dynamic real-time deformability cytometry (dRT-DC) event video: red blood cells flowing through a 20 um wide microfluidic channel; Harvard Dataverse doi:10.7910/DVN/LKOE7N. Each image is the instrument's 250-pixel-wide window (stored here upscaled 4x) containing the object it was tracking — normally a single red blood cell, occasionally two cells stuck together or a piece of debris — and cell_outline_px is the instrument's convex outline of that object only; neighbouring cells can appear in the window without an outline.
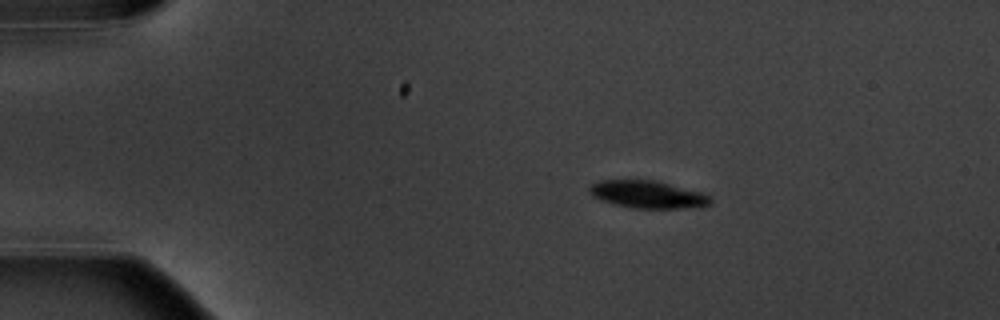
{"species": "common noctule bat (a hibernating species)", "species_latin": "Nyctalus noctula", "temperature_condition": "warm", "stored_images_in_passage": 4, "camera_frame_rate_fps": 3000, "um_per_image_px": 0.085, "animal": {"sex": "male", "body_mass_g": 20.1, "forearm_length_mm": 53.5}, "frame": {"image": 1, "passage_image": 2, "time_ms": 2.0, "image_size_px": [1000, 320], "cell_outline_px": [[712, 204], [700, 208], [632, 208], [600, 200], [592, 196], [588, 192], [588, 184], [600, 180], [656, 180], [700, 192], [712, 196]], "centroid_in_image_um": [55.06, 16.53], "position_along_channel_um": 29.9, "area_um2": 19.71}}